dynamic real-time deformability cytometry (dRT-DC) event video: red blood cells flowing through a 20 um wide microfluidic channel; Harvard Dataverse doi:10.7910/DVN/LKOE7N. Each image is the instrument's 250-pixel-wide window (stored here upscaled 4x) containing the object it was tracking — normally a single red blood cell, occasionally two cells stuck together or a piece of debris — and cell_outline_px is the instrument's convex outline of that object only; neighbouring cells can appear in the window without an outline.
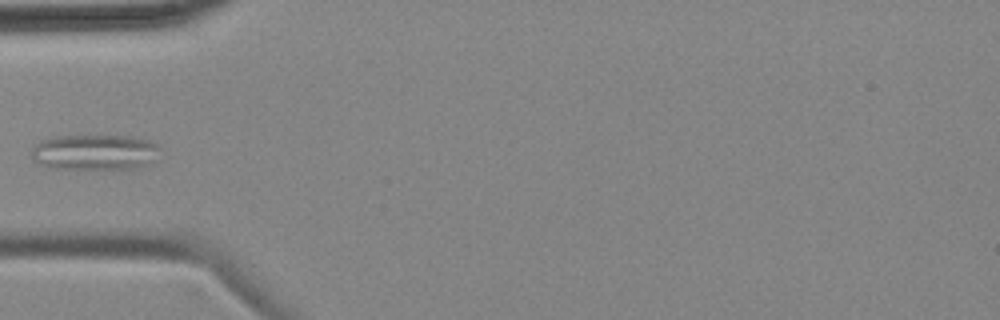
{"species": "common noctule bat (a hibernating species)", "species_latin": "Nyctalus noctula", "temperature_condition": "cold", "stored_images_in_passage": 1, "camera_frame_rate_fps": 3000, "um_per_image_px": 0.085, "animal": {"sex": "female", "body_mass_g": 18.4}, "frame": {"image": 1, "passage_image": 1, "time_ms": 0.0, "image_size_px": [1000, 320], "cell_outline_px": [[160, 148], [152, 160], [148, 164], [140, 168], [56, 168], [32, 160], [32, 148], [36, 144], [44, 140], [64, 136], [132, 136], [148, 140], [156, 144]], "centroid_in_image_um": [8.08, 12.93], "position_along_channel_um": 76.9, "area_um2": 26.01}}